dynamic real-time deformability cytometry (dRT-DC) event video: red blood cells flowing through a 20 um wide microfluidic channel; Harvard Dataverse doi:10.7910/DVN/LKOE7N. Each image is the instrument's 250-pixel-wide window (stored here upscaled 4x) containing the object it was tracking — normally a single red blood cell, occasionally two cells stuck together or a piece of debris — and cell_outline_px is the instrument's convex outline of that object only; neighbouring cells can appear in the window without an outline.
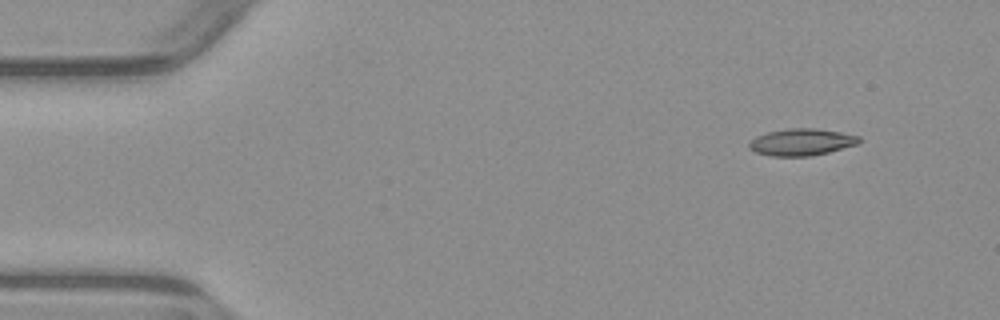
{"species": "common noctule bat (a hibernating species)", "species_latin": "Nyctalus noctula", "temperature_condition": "warm", "stored_images_in_passage": 3, "camera_frame_rate_fps": 3000, "um_per_image_px": 0.085, "animal": {"sex": "male", "body_mass_g": 23.1, "forearm_length_mm": 52.7}, "frame": {"image": 1, "passage_image": 1, "time_ms": 0.0, "image_size_px": [1000, 320], "cell_outline_px": [[860, 144], [812, 156], [772, 156], [756, 152], [748, 148], [748, 144], [756, 136], [768, 132], [788, 128], [816, 128], [840, 132], [860, 136]], "centroid_in_image_um": [68.15, 12.08], "position_along_channel_um": 16.9, "area_um2": 17.28}}
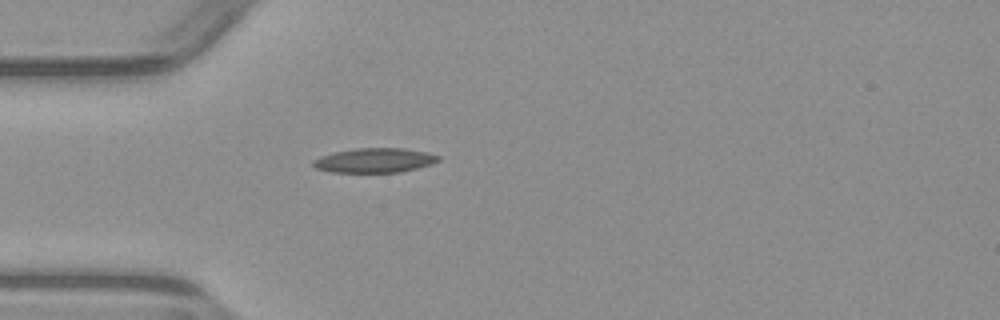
{"frame": {"image": 2, "passage_image": 3, "time_ms": 3.333, "image_size_px": [1000, 320], "cell_outline_px": [[440, 160], [432, 164], [400, 172], [332, 172], [316, 168], [312, 164], [312, 160], [320, 156], [336, 152], [356, 148], [404, 148], [424, 152], [440, 156]], "centroid_in_image_um": [31.83, 13.63], "position_along_channel_um": 53.2, "area_um2": 17.74}}